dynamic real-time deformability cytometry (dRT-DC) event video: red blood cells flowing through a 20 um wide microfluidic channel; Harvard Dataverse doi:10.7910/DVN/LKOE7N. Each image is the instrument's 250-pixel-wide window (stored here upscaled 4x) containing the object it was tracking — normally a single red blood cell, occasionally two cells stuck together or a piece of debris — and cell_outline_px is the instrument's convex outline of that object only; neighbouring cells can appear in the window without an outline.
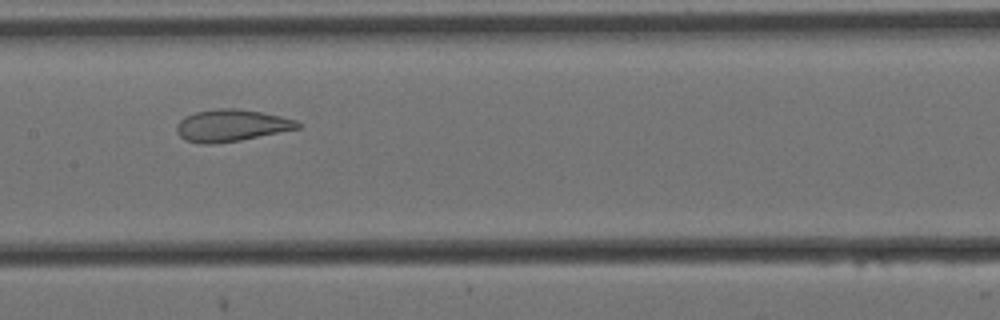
{"species": "Egyptian fruit bat (a non-hibernating species)", "species_latin": "Rousettus aegyptiacus", "temperature_condition": "cold", "stored_images_in_passage": 10, "camera_frame_rate_fps": 3000, "um_per_image_px": 0.085, "animal": {"sex": "female"}, "frame": {"image": 1, "passage_image": 7, "time_ms": 2.0, "image_size_px": [1000, 320], "cell_outline_px": [[300, 128], [240, 140], [212, 144], [204, 144], [184, 140], [176, 132], [176, 124], [184, 116], [196, 112], [220, 108], [240, 108], [280, 116], [296, 120], [300, 124]], "centroid_in_image_um": [19.63, 10.66], "position_along_channel_um": 187.8, "area_um2": 22.48}}
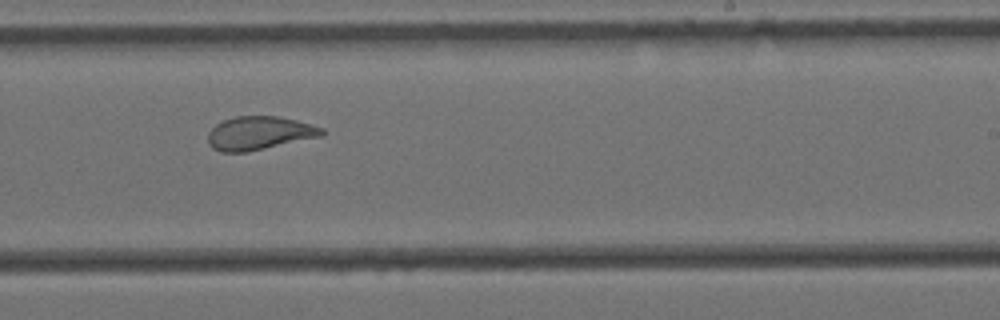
{"frame": {"image": 2, "passage_image": 9, "time_ms": 2.667, "image_size_px": [1000, 320], "cell_outline_px": [[324, 136], [248, 152], [220, 152], [212, 148], [208, 144], [208, 132], [216, 124], [224, 120], [236, 116], [280, 116], [296, 120], [324, 128]], "centroid_in_image_um": [22.05, 11.32], "position_along_channel_um": 267.0, "area_um2": 22.43}}
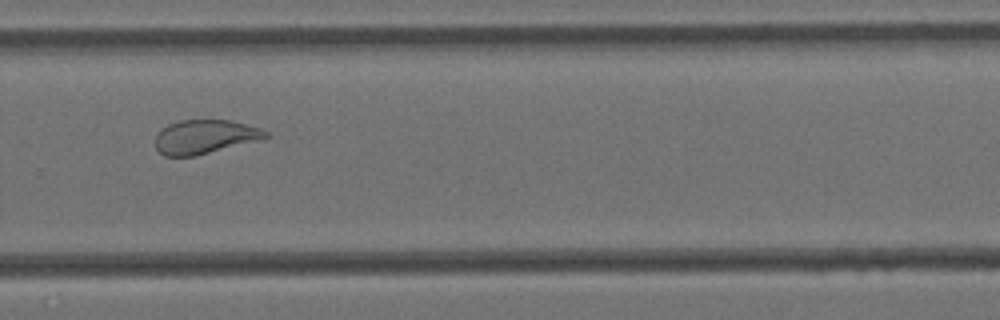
{"frame": {"image": 3, "passage_image": 10, "time_ms": 3.0, "image_size_px": [1000, 320], "cell_outline_px": [[268, 136], [264, 140], [196, 156], [164, 156], [152, 144], [156, 132], [160, 128], [168, 124], [180, 120], [228, 120], [260, 128], [268, 132]], "centroid_in_image_um": [17.38, 11.64], "position_along_channel_um": 312.4, "area_um2": 22.37}}